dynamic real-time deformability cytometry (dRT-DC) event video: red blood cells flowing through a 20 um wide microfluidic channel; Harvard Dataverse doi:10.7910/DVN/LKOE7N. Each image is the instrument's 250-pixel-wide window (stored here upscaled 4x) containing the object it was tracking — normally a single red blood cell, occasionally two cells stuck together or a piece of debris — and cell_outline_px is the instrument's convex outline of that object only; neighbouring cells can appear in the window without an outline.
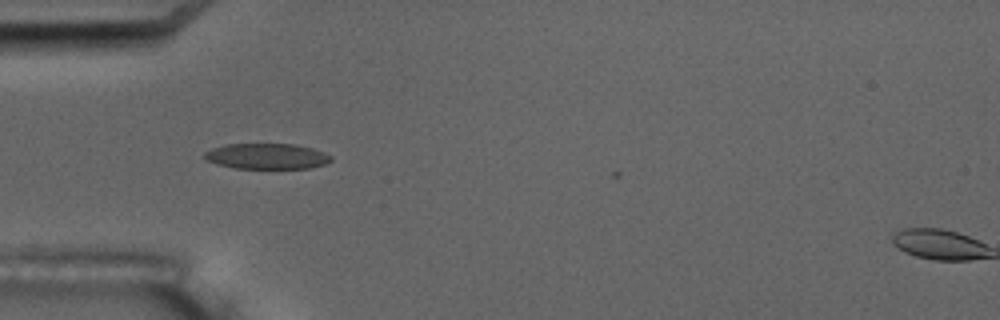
{"species": "common noctule bat (a hibernating species)", "species_latin": "Nyctalus noctula", "temperature_condition": "room temperature", "stored_images_in_passage": 6, "camera_frame_rate_fps": 3000, "um_per_image_px": 0.085, "animal": {"sex": "male", "body_mass_g": 17.5, "forearm_length_mm": 52.3}, "frame": {"image": 1, "passage_image": 1, "time_ms": 0.0, "image_size_px": [1000, 320], "cell_outline_px": [[332, 160], [324, 164], [308, 168], [232, 168], [216, 164], [204, 160], [204, 152], [212, 148], [224, 144], [296, 144], [312, 148], [324, 152], [332, 156]], "centroid_in_image_um": [22.64, 13.28], "position_along_channel_um": 62.4, "area_um2": 19.02}}
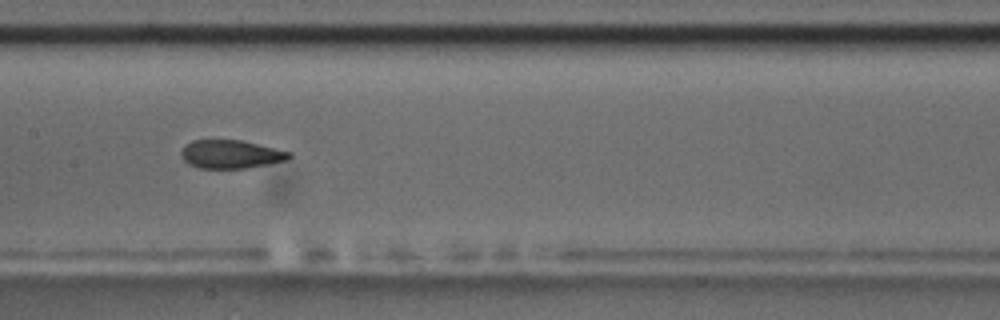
{"frame": {"image": 2, "passage_image": 4, "time_ms": 3.667, "image_size_px": [1000, 320], "cell_outline_px": [[292, 156], [288, 160], [268, 164], [244, 168], [200, 168], [188, 164], [180, 156], [180, 152], [184, 144], [192, 140], [240, 140], [292, 152]], "centroid_in_image_um": [19.59, 13.1], "position_along_channel_um": 187.8, "area_um2": 17.92}}
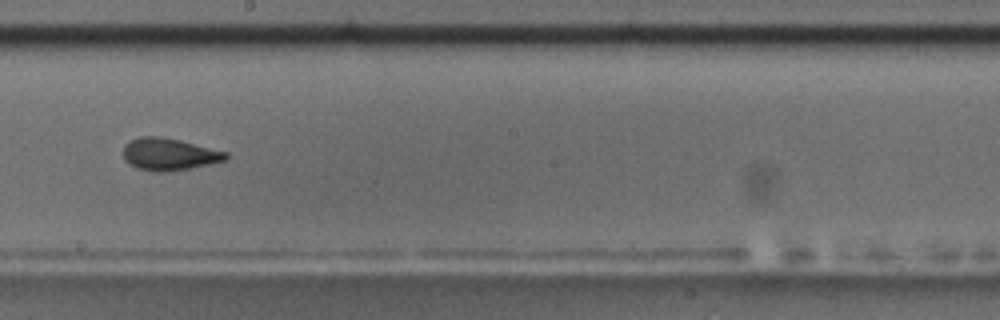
{"frame": {"image": 3, "passage_image": 5, "time_ms": 5.0, "image_size_px": [1000, 320], "cell_outline_px": [[228, 156], [224, 160], [208, 164], [168, 172], [152, 172], [136, 168], [124, 160], [124, 144], [128, 140], [140, 136], [160, 136], [180, 140], [228, 152]], "centroid_in_image_um": [14.32, 13.1], "position_along_channel_um": 233.9, "area_um2": 19.31}}